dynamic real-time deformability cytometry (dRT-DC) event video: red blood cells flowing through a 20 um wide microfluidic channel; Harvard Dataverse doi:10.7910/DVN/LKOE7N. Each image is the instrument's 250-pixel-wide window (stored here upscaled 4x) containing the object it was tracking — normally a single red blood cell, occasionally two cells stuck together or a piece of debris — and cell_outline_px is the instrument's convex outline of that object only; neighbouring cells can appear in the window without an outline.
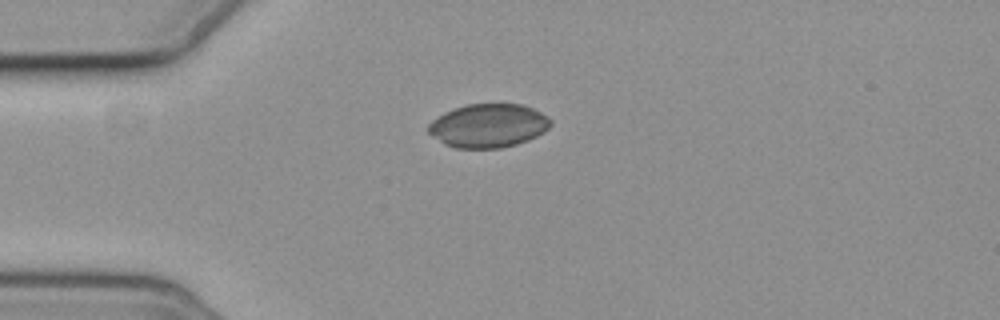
{"species": "common noctule bat (a hibernating species)", "species_latin": "Nyctalus noctula", "temperature_condition": "cold", "stored_images_in_passage": 4, "camera_frame_rate_fps": 3000, "um_per_image_px": 0.085, "animal": {"sex": "female", "body_mass_g": 19.3, "forearm_length_mm": 54.1}, "frame": {"image": 1, "passage_image": 1, "time_ms": 0.0, "image_size_px": [1000, 320], "cell_outline_px": [[552, 124], [544, 132], [528, 140], [516, 144], [500, 148], [456, 148], [444, 144], [428, 132], [424, 128], [432, 120], [444, 112], [468, 104], [524, 104], [548, 116], [552, 120]], "centroid_in_image_um": [41.5, 10.68], "position_along_channel_um": 43.5, "area_um2": 31.21}}
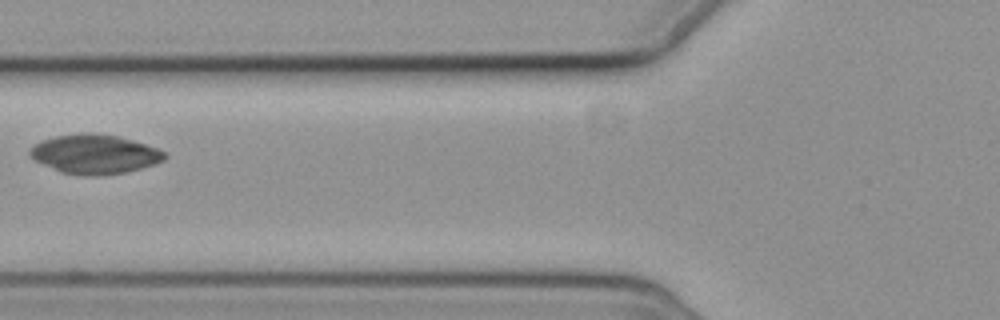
{"frame": {"image": 2, "passage_image": 3, "time_ms": 2.667, "image_size_px": [1000, 320], "cell_outline_px": [[168, 156], [164, 160], [140, 168], [124, 172], [100, 176], [88, 176], [60, 172], [28, 156], [28, 148], [40, 140], [56, 136], [84, 132], [96, 132], [116, 136], [132, 140], [156, 148], [164, 152]], "centroid_in_image_um": [7.99, 13.09], "position_along_channel_um": 117.8, "area_um2": 30.81}}
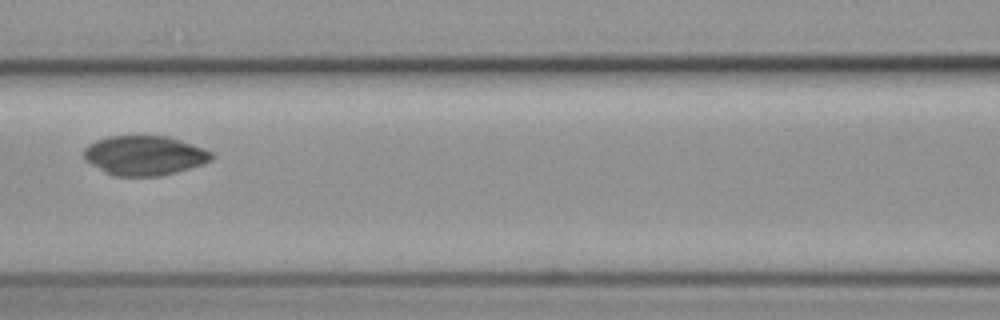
{"frame": {"image": 3, "passage_image": 4, "time_ms": 3.667, "image_size_px": [1000, 320], "cell_outline_px": [[212, 160], [204, 164], [176, 172], [160, 176], [116, 176], [104, 172], [84, 160], [80, 152], [88, 144], [96, 140], [108, 136], [168, 136], [204, 148], [212, 152]], "centroid_in_image_um": [12.23, 13.21], "position_along_channel_um": 154.4, "area_um2": 29.71}}